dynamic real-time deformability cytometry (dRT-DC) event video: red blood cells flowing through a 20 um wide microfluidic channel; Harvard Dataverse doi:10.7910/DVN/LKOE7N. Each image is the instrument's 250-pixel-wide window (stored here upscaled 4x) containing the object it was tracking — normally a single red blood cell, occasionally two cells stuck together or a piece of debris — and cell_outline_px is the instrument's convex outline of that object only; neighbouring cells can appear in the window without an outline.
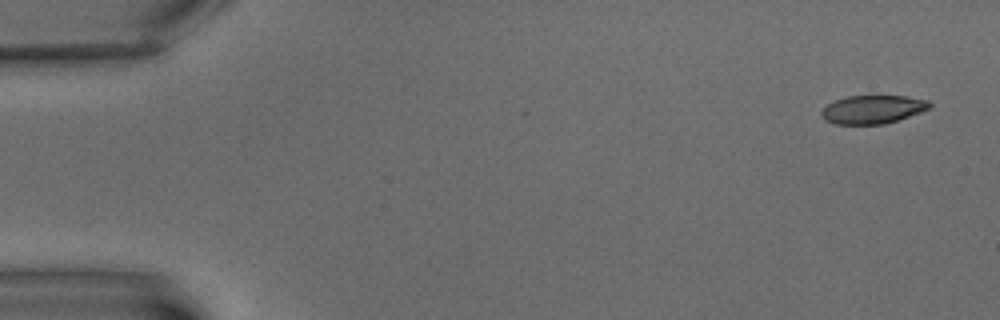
{"species": "common noctule bat (a hibernating species)", "species_latin": "Nyctalus noctula", "temperature_condition": "warm", "stored_images_in_passage": 4, "camera_frame_rate_fps": 3000, "um_per_image_px": 0.085, "animal": {"sex": "male", "body_mass_g": 15.6}, "frame": {"image": 1, "passage_image": 1, "time_ms": 0.0, "image_size_px": [1000, 320], "cell_outline_px": [[932, 108], [884, 124], [836, 124], [824, 120], [820, 116], [820, 112], [828, 104], [836, 100], [848, 96], [904, 96], [928, 100], [932, 104]], "centroid_in_image_um": [74.17, 9.3], "position_along_channel_um": 10.8, "area_um2": 17.8}}